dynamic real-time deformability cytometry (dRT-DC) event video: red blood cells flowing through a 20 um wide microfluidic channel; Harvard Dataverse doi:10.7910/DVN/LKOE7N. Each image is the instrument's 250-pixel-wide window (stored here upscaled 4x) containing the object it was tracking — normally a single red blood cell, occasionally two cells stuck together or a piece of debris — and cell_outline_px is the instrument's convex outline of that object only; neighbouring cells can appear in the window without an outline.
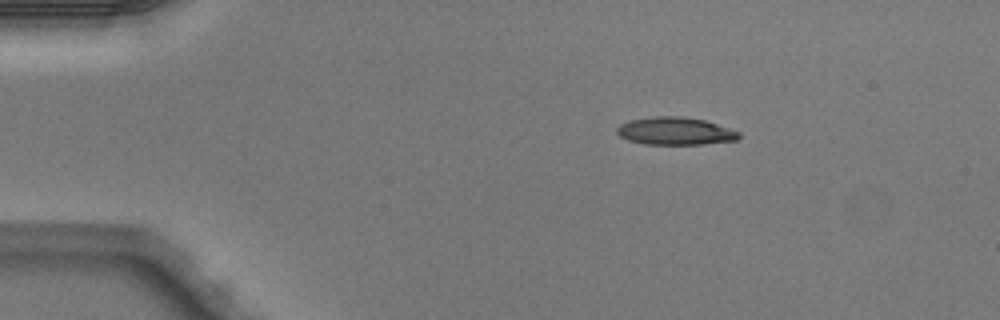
{"species": "Egyptian fruit bat (a non-hibernating species)", "species_latin": "Rousettus aegyptiacus", "temperature_condition": "warm", "stored_images_in_passage": 4, "camera_frame_rate_fps": 3000, "um_per_image_px": 0.085, "animal": {"sex": "male"}, "frame": {"image": 1, "passage_image": 2, "time_ms": 0.333, "image_size_px": [1000, 320], "cell_outline_px": [[740, 136], [736, 140], [704, 144], [644, 144], [628, 140], [620, 136], [616, 132], [616, 128], [620, 124], [628, 120], [652, 116], [684, 116], [704, 120], [740, 132]], "centroid_in_image_um": [57.35, 11.13], "position_along_channel_um": 27.6, "area_um2": 19.71}}
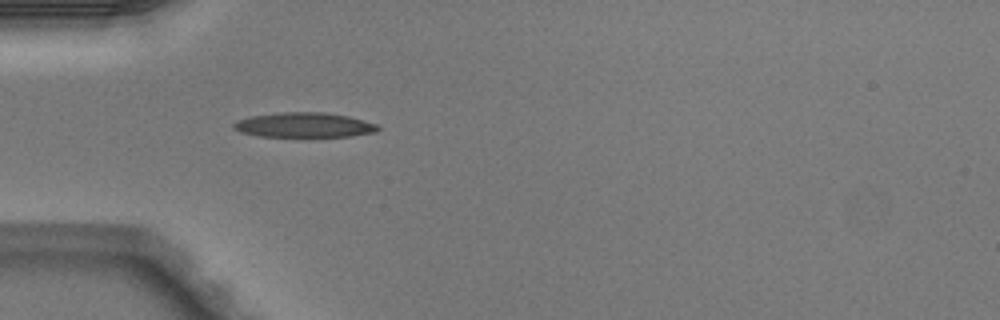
{"frame": {"image": 2, "passage_image": 4, "time_ms": 1.0, "image_size_px": [1000, 320], "cell_outline_px": [[380, 128], [376, 132], [352, 136], [260, 136], [240, 132], [232, 128], [232, 124], [236, 120], [252, 116], [280, 112], [324, 112], [348, 116], [376, 124]], "centroid_in_image_um": [25.82, 10.62], "position_along_channel_um": 59.2, "area_um2": 20.75}}